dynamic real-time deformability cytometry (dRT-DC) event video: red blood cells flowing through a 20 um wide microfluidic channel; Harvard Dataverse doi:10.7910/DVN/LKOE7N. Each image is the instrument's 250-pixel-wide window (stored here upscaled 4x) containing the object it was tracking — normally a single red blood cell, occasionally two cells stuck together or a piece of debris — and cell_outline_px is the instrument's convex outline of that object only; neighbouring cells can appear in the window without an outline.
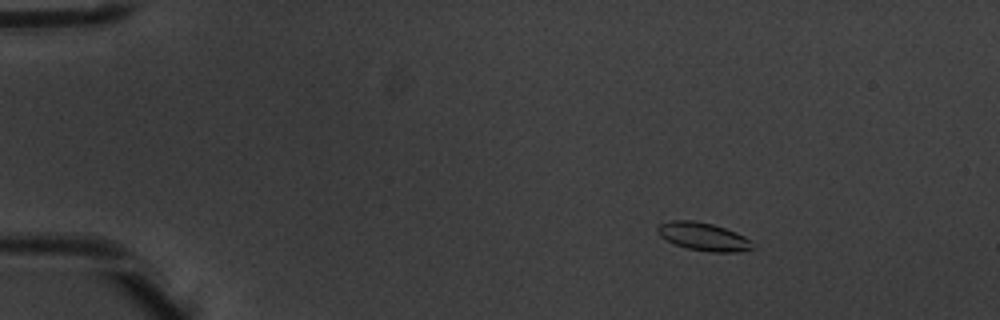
{"species": "common noctule bat (a hibernating species)", "species_latin": "Nyctalus noctula", "temperature_condition": "warm", "stored_images_in_passage": 5, "camera_frame_rate_fps": 3000, "um_per_image_px": 0.085, "animal": {"sex": "male", "body_mass_g": 20.1, "forearm_length_mm": 53.5}, "frame": {"image": 1, "passage_image": 3, "time_ms": 0.667, "image_size_px": [1000, 320], "cell_outline_px": [[756, 248], [736, 252], [712, 252], [688, 248], [676, 244], [660, 236], [656, 232], [656, 228], [660, 224], [672, 220], [692, 220], [712, 224], [736, 232], [752, 240]], "centroid_in_image_um": [59.82, 20.11], "position_along_channel_um": 25.2, "area_um2": 15.49}}